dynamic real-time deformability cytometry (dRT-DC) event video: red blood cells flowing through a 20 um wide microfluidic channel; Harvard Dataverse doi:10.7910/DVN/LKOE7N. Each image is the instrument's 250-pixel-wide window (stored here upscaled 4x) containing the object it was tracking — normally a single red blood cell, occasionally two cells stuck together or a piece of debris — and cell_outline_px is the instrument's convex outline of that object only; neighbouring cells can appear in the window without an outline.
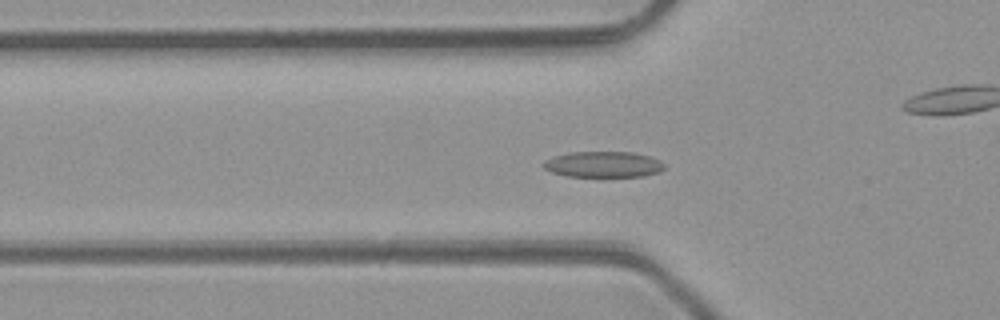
{"species": "common noctule bat (a hibernating species)", "species_latin": "Nyctalus noctula", "temperature_condition": "room temperature", "stored_images_in_passage": 44, "camera_frame_rate_fps": 3000, "um_per_image_px": 0.085, "animal": {"sex": "male", "body_mass_g": 23.1, "forearm_length_mm": 52.7}, "frame": {"image": 1, "passage_image": 16, "time_ms": 5.0, "image_size_px": [1000, 320], "cell_outline_px": [[664, 168], [660, 172], [644, 176], [568, 176], [552, 172], [544, 168], [540, 164], [544, 160], [568, 152], [632, 152], [648, 156], [660, 160], [664, 164]], "centroid_in_image_um": [51.27, 13.97], "position_along_channel_um": 74.5, "area_um2": 18.21}}
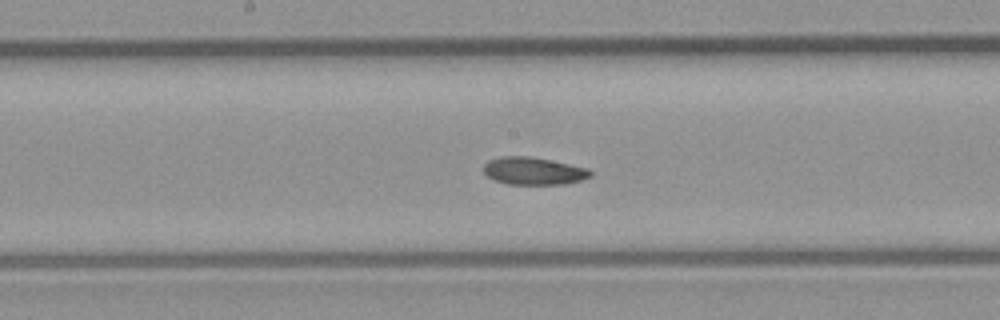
{"frame": {"image": 2, "passage_image": 25, "time_ms": 8.0, "image_size_px": [1000, 320], "cell_outline_px": [[592, 176], [580, 180], [564, 184], [508, 184], [496, 180], [488, 176], [484, 172], [484, 164], [488, 160], [500, 156], [528, 156], [588, 168], [592, 172]], "centroid_in_image_um": [45.34, 14.53], "position_along_channel_um": 202.9, "area_um2": 16.94}}
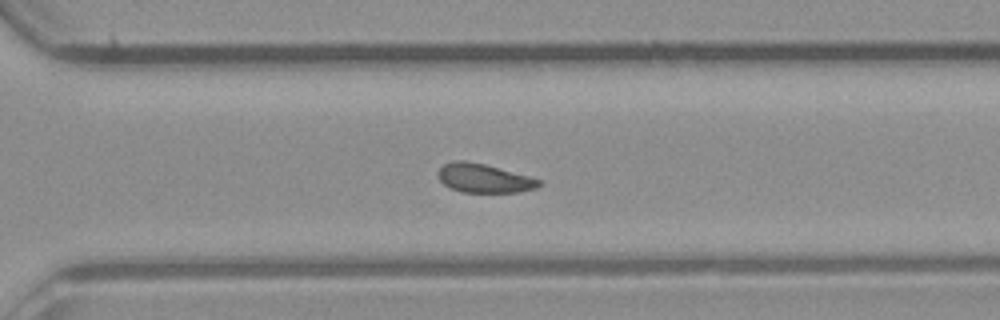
{"frame": {"image": 3, "passage_image": 34, "time_ms": 11.0, "image_size_px": [1000, 320], "cell_outline_px": [[544, 184], [536, 188], [520, 192], [460, 192], [444, 184], [440, 180], [436, 172], [444, 164], [452, 160], [464, 160], [484, 164], [528, 176], [540, 180]], "centroid_in_image_um": [41.12, 15.15], "position_along_channel_um": 329.5, "area_um2": 16.94}, "authors_computed_cell_mechanics": {"area_um2": 17.7735, "velocity_mm_per_s": 4.2364, "shape_relaxation_time_tau1_ms": null, "shape_relaxation_time_tau2_ms": 10.0047, "deformation_change_tau1": null, "deformation_change_tau2": 0.1647}}